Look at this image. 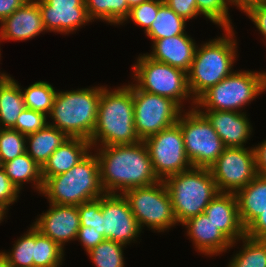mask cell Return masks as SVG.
Returning a JSON list of instances; mask_svg holds the SVG:
<instances>
[{"instance_id": "1", "label": "cell", "mask_w": 266, "mask_h": 267, "mask_svg": "<svg viewBox=\"0 0 266 267\" xmlns=\"http://www.w3.org/2000/svg\"><path fill=\"white\" fill-rule=\"evenodd\" d=\"M92 149L99 160L100 183L105 194H122L125 190L160 181L144 141Z\"/></svg>"}, {"instance_id": "2", "label": "cell", "mask_w": 266, "mask_h": 267, "mask_svg": "<svg viewBox=\"0 0 266 267\" xmlns=\"http://www.w3.org/2000/svg\"><path fill=\"white\" fill-rule=\"evenodd\" d=\"M93 147L135 144L133 83L114 89L101 86L97 121L89 140Z\"/></svg>"}, {"instance_id": "3", "label": "cell", "mask_w": 266, "mask_h": 267, "mask_svg": "<svg viewBox=\"0 0 266 267\" xmlns=\"http://www.w3.org/2000/svg\"><path fill=\"white\" fill-rule=\"evenodd\" d=\"M223 31V36L197 44L193 62L187 72L189 90L195 101L234 71L238 58L234 28Z\"/></svg>"}, {"instance_id": "4", "label": "cell", "mask_w": 266, "mask_h": 267, "mask_svg": "<svg viewBox=\"0 0 266 267\" xmlns=\"http://www.w3.org/2000/svg\"><path fill=\"white\" fill-rule=\"evenodd\" d=\"M101 86L57 91L48 124L69 138L90 140L97 121Z\"/></svg>"}, {"instance_id": "5", "label": "cell", "mask_w": 266, "mask_h": 267, "mask_svg": "<svg viewBox=\"0 0 266 267\" xmlns=\"http://www.w3.org/2000/svg\"><path fill=\"white\" fill-rule=\"evenodd\" d=\"M49 203L79 206L105 194L100 183L97 155L90 152L77 165L65 173L49 177L41 193Z\"/></svg>"}, {"instance_id": "6", "label": "cell", "mask_w": 266, "mask_h": 267, "mask_svg": "<svg viewBox=\"0 0 266 267\" xmlns=\"http://www.w3.org/2000/svg\"><path fill=\"white\" fill-rule=\"evenodd\" d=\"M178 224L204 213L219 194L209 168L192 167L163 180Z\"/></svg>"}, {"instance_id": "7", "label": "cell", "mask_w": 266, "mask_h": 267, "mask_svg": "<svg viewBox=\"0 0 266 267\" xmlns=\"http://www.w3.org/2000/svg\"><path fill=\"white\" fill-rule=\"evenodd\" d=\"M264 91H266L265 71L235 70L205 91L196 100L195 108L242 112L246 105H250L251 101Z\"/></svg>"}, {"instance_id": "8", "label": "cell", "mask_w": 266, "mask_h": 267, "mask_svg": "<svg viewBox=\"0 0 266 267\" xmlns=\"http://www.w3.org/2000/svg\"><path fill=\"white\" fill-rule=\"evenodd\" d=\"M132 70L131 77L139 90L170 98L182 109L184 102L191 99L189 109L195 108L196 101L190 93L187 72L184 70L156 61L146 53L138 55Z\"/></svg>"}, {"instance_id": "9", "label": "cell", "mask_w": 266, "mask_h": 267, "mask_svg": "<svg viewBox=\"0 0 266 267\" xmlns=\"http://www.w3.org/2000/svg\"><path fill=\"white\" fill-rule=\"evenodd\" d=\"M122 195L141 230L145 226L149 230L163 232L178 226L170 195L163 180L157 183L125 190Z\"/></svg>"}, {"instance_id": "10", "label": "cell", "mask_w": 266, "mask_h": 267, "mask_svg": "<svg viewBox=\"0 0 266 267\" xmlns=\"http://www.w3.org/2000/svg\"><path fill=\"white\" fill-rule=\"evenodd\" d=\"M185 111L177 124L183 134L186 155L193 167L209 168L226 146L201 112L196 108Z\"/></svg>"}, {"instance_id": "11", "label": "cell", "mask_w": 266, "mask_h": 267, "mask_svg": "<svg viewBox=\"0 0 266 267\" xmlns=\"http://www.w3.org/2000/svg\"><path fill=\"white\" fill-rule=\"evenodd\" d=\"M134 124L140 141L175 125L182 109L170 98L139 90L133 84Z\"/></svg>"}, {"instance_id": "12", "label": "cell", "mask_w": 266, "mask_h": 267, "mask_svg": "<svg viewBox=\"0 0 266 267\" xmlns=\"http://www.w3.org/2000/svg\"><path fill=\"white\" fill-rule=\"evenodd\" d=\"M209 170L219 193H236L258 175L254 147H226Z\"/></svg>"}, {"instance_id": "13", "label": "cell", "mask_w": 266, "mask_h": 267, "mask_svg": "<svg viewBox=\"0 0 266 267\" xmlns=\"http://www.w3.org/2000/svg\"><path fill=\"white\" fill-rule=\"evenodd\" d=\"M144 143L160 180L193 167L186 155L183 134L177 123L148 137Z\"/></svg>"}, {"instance_id": "14", "label": "cell", "mask_w": 266, "mask_h": 267, "mask_svg": "<svg viewBox=\"0 0 266 267\" xmlns=\"http://www.w3.org/2000/svg\"><path fill=\"white\" fill-rule=\"evenodd\" d=\"M102 236L125 246L137 242L140 229L131 209L122 194L101 196Z\"/></svg>"}, {"instance_id": "15", "label": "cell", "mask_w": 266, "mask_h": 267, "mask_svg": "<svg viewBox=\"0 0 266 267\" xmlns=\"http://www.w3.org/2000/svg\"><path fill=\"white\" fill-rule=\"evenodd\" d=\"M47 32L68 35L92 22L85 0H35ZM84 25V26H83Z\"/></svg>"}, {"instance_id": "16", "label": "cell", "mask_w": 266, "mask_h": 267, "mask_svg": "<svg viewBox=\"0 0 266 267\" xmlns=\"http://www.w3.org/2000/svg\"><path fill=\"white\" fill-rule=\"evenodd\" d=\"M32 226L44 236L55 241L62 249L70 241H76L80 228V216L76 205H55L35 219Z\"/></svg>"}, {"instance_id": "17", "label": "cell", "mask_w": 266, "mask_h": 267, "mask_svg": "<svg viewBox=\"0 0 266 267\" xmlns=\"http://www.w3.org/2000/svg\"><path fill=\"white\" fill-rule=\"evenodd\" d=\"M186 229L195 251L205 256H218L233 249L235 244L225 236L205 213L192 217L181 224Z\"/></svg>"}, {"instance_id": "18", "label": "cell", "mask_w": 266, "mask_h": 267, "mask_svg": "<svg viewBox=\"0 0 266 267\" xmlns=\"http://www.w3.org/2000/svg\"><path fill=\"white\" fill-rule=\"evenodd\" d=\"M47 32L38 3L28 0L12 15L0 22V43L7 40L25 41Z\"/></svg>"}, {"instance_id": "19", "label": "cell", "mask_w": 266, "mask_h": 267, "mask_svg": "<svg viewBox=\"0 0 266 267\" xmlns=\"http://www.w3.org/2000/svg\"><path fill=\"white\" fill-rule=\"evenodd\" d=\"M211 123L226 147H245L253 127L247 112L198 110ZM245 144V145H244Z\"/></svg>"}, {"instance_id": "20", "label": "cell", "mask_w": 266, "mask_h": 267, "mask_svg": "<svg viewBox=\"0 0 266 267\" xmlns=\"http://www.w3.org/2000/svg\"><path fill=\"white\" fill-rule=\"evenodd\" d=\"M151 47L152 51L146 53L150 58L188 72L193 62L197 43L186 32L170 38L155 40Z\"/></svg>"}, {"instance_id": "21", "label": "cell", "mask_w": 266, "mask_h": 267, "mask_svg": "<svg viewBox=\"0 0 266 267\" xmlns=\"http://www.w3.org/2000/svg\"><path fill=\"white\" fill-rule=\"evenodd\" d=\"M204 213L232 242H237L245 235L235 193H219L208 204Z\"/></svg>"}, {"instance_id": "22", "label": "cell", "mask_w": 266, "mask_h": 267, "mask_svg": "<svg viewBox=\"0 0 266 267\" xmlns=\"http://www.w3.org/2000/svg\"><path fill=\"white\" fill-rule=\"evenodd\" d=\"M92 146L89 140L82 138L66 139L49 157L48 161L41 168L43 183L52 176L67 172L77 165L91 151Z\"/></svg>"}, {"instance_id": "23", "label": "cell", "mask_w": 266, "mask_h": 267, "mask_svg": "<svg viewBox=\"0 0 266 267\" xmlns=\"http://www.w3.org/2000/svg\"><path fill=\"white\" fill-rule=\"evenodd\" d=\"M238 213L242 226L246 229L266 210V176L257 175L236 193Z\"/></svg>"}, {"instance_id": "24", "label": "cell", "mask_w": 266, "mask_h": 267, "mask_svg": "<svg viewBox=\"0 0 266 267\" xmlns=\"http://www.w3.org/2000/svg\"><path fill=\"white\" fill-rule=\"evenodd\" d=\"M69 137L47 124L43 129L26 135V152L42 168L51 154Z\"/></svg>"}, {"instance_id": "25", "label": "cell", "mask_w": 266, "mask_h": 267, "mask_svg": "<svg viewBox=\"0 0 266 267\" xmlns=\"http://www.w3.org/2000/svg\"><path fill=\"white\" fill-rule=\"evenodd\" d=\"M25 108L19 83L7 74L0 80V128H13Z\"/></svg>"}, {"instance_id": "26", "label": "cell", "mask_w": 266, "mask_h": 267, "mask_svg": "<svg viewBox=\"0 0 266 267\" xmlns=\"http://www.w3.org/2000/svg\"><path fill=\"white\" fill-rule=\"evenodd\" d=\"M5 174L9 177L15 187L21 191L23 184L33 183V188L40 194L43 188L41 167L33 160L27 152L19 155L11 161L1 164ZM33 181V182H32Z\"/></svg>"}, {"instance_id": "27", "label": "cell", "mask_w": 266, "mask_h": 267, "mask_svg": "<svg viewBox=\"0 0 266 267\" xmlns=\"http://www.w3.org/2000/svg\"><path fill=\"white\" fill-rule=\"evenodd\" d=\"M88 17L91 21H105L110 25H123L130 7L127 0H85Z\"/></svg>"}, {"instance_id": "28", "label": "cell", "mask_w": 266, "mask_h": 267, "mask_svg": "<svg viewBox=\"0 0 266 267\" xmlns=\"http://www.w3.org/2000/svg\"><path fill=\"white\" fill-rule=\"evenodd\" d=\"M187 21L177 15L168 5L163 3L158 10L156 19L145 32L152 42L162 38H170L186 33Z\"/></svg>"}, {"instance_id": "29", "label": "cell", "mask_w": 266, "mask_h": 267, "mask_svg": "<svg viewBox=\"0 0 266 267\" xmlns=\"http://www.w3.org/2000/svg\"><path fill=\"white\" fill-rule=\"evenodd\" d=\"M239 251L233 254L227 267H266V240H258L244 235Z\"/></svg>"}, {"instance_id": "30", "label": "cell", "mask_w": 266, "mask_h": 267, "mask_svg": "<svg viewBox=\"0 0 266 267\" xmlns=\"http://www.w3.org/2000/svg\"><path fill=\"white\" fill-rule=\"evenodd\" d=\"M27 109L49 115L57 90L47 81H37L27 88H21ZM23 89V90H22Z\"/></svg>"}, {"instance_id": "31", "label": "cell", "mask_w": 266, "mask_h": 267, "mask_svg": "<svg viewBox=\"0 0 266 267\" xmlns=\"http://www.w3.org/2000/svg\"><path fill=\"white\" fill-rule=\"evenodd\" d=\"M65 251L55 241L35 229L34 266L60 267Z\"/></svg>"}, {"instance_id": "32", "label": "cell", "mask_w": 266, "mask_h": 267, "mask_svg": "<svg viewBox=\"0 0 266 267\" xmlns=\"http://www.w3.org/2000/svg\"><path fill=\"white\" fill-rule=\"evenodd\" d=\"M28 229L23 233L24 235L14 241L11 251H1L12 267L34 266L35 228L31 225Z\"/></svg>"}, {"instance_id": "33", "label": "cell", "mask_w": 266, "mask_h": 267, "mask_svg": "<svg viewBox=\"0 0 266 267\" xmlns=\"http://www.w3.org/2000/svg\"><path fill=\"white\" fill-rule=\"evenodd\" d=\"M125 245L105 239L87 252L95 267H125Z\"/></svg>"}, {"instance_id": "34", "label": "cell", "mask_w": 266, "mask_h": 267, "mask_svg": "<svg viewBox=\"0 0 266 267\" xmlns=\"http://www.w3.org/2000/svg\"><path fill=\"white\" fill-rule=\"evenodd\" d=\"M199 15L216 24L220 29H233L227 0H196Z\"/></svg>"}, {"instance_id": "35", "label": "cell", "mask_w": 266, "mask_h": 267, "mask_svg": "<svg viewBox=\"0 0 266 267\" xmlns=\"http://www.w3.org/2000/svg\"><path fill=\"white\" fill-rule=\"evenodd\" d=\"M26 152V135L12 128H0V165Z\"/></svg>"}, {"instance_id": "36", "label": "cell", "mask_w": 266, "mask_h": 267, "mask_svg": "<svg viewBox=\"0 0 266 267\" xmlns=\"http://www.w3.org/2000/svg\"><path fill=\"white\" fill-rule=\"evenodd\" d=\"M78 211L80 216L79 230H94L102 235L101 197L80 204Z\"/></svg>"}, {"instance_id": "37", "label": "cell", "mask_w": 266, "mask_h": 267, "mask_svg": "<svg viewBox=\"0 0 266 267\" xmlns=\"http://www.w3.org/2000/svg\"><path fill=\"white\" fill-rule=\"evenodd\" d=\"M164 3V0H148L139 5L130 8L129 14L124 22L129 19L137 26L143 27L144 33L151 27V24L156 19L159 7Z\"/></svg>"}, {"instance_id": "38", "label": "cell", "mask_w": 266, "mask_h": 267, "mask_svg": "<svg viewBox=\"0 0 266 267\" xmlns=\"http://www.w3.org/2000/svg\"><path fill=\"white\" fill-rule=\"evenodd\" d=\"M47 118V115L41 112L25 108L18 116L12 129L23 135H29L43 129L48 124Z\"/></svg>"}, {"instance_id": "39", "label": "cell", "mask_w": 266, "mask_h": 267, "mask_svg": "<svg viewBox=\"0 0 266 267\" xmlns=\"http://www.w3.org/2000/svg\"><path fill=\"white\" fill-rule=\"evenodd\" d=\"M20 191L11 182L0 165V203L8 209L19 199Z\"/></svg>"}, {"instance_id": "40", "label": "cell", "mask_w": 266, "mask_h": 267, "mask_svg": "<svg viewBox=\"0 0 266 267\" xmlns=\"http://www.w3.org/2000/svg\"><path fill=\"white\" fill-rule=\"evenodd\" d=\"M164 3L186 21L200 16L197 10L196 0H164Z\"/></svg>"}, {"instance_id": "41", "label": "cell", "mask_w": 266, "mask_h": 267, "mask_svg": "<svg viewBox=\"0 0 266 267\" xmlns=\"http://www.w3.org/2000/svg\"><path fill=\"white\" fill-rule=\"evenodd\" d=\"M245 14L266 40V2L250 8Z\"/></svg>"}, {"instance_id": "42", "label": "cell", "mask_w": 266, "mask_h": 267, "mask_svg": "<svg viewBox=\"0 0 266 267\" xmlns=\"http://www.w3.org/2000/svg\"><path fill=\"white\" fill-rule=\"evenodd\" d=\"M76 240L80 242L87 253L105 240V238L94 230H78Z\"/></svg>"}, {"instance_id": "43", "label": "cell", "mask_w": 266, "mask_h": 267, "mask_svg": "<svg viewBox=\"0 0 266 267\" xmlns=\"http://www.w3.org/2000/svg\"><path fill=\"white\" fill-rule=\"evenodd\" d=\"M245 235L258 240H266V210L245 229Z\"/></svg>"}, {"instance_id": "44", "label": "cell", "mask_w": 266, "mask_h": 267, "mask_svg": "<svg viewBox=\"0 0 266 267\" xmlns=\"http://www.w3.org/2000/svg\"><path fill=\"white\" fill-rule=\"evenodd\" d=\"M257 173L266 176V140L254 146Z\"/></svg>"}, {"instance_id": "45", "label": "cell", "mask_w": 266, "mask_h": 267, "mask_svg": "<svg viewBox=\"0 0 266 267\" xmlns=\"http://www.w3.org/2000/svg\"><path fill=\"white\" fill-rule=\"evenodd\" d=\"M28 0H0V22L12 15L18 8Z\"/></svg>"}, {"instance_id": "46", "label": "cell", "mask_w": 266, "mask_h": 267, "mask_svg": "<svg viewBox=\"0 0 266 267\" xmlns=\"http://www.w3.org/2000/svg\"><path fill=\"white\" fill-rule=\"evenodd\" d=\"M266 0H227L228 5L237 7L240 11L246 13L250 8L264 3Z\"/></svg>"}, {"instance_id": "47", "label": "cell", "mask_w": 266, "mask_h": 267, "mask_svg": "<svg viewBox=\"0 0 266 267\" xmlns=\"http://www.w3.org/2000/svg\"><path fill=\"white\" fill-rule=\"evenodd\" d=\"M8 208L0 203V223L7 217Z\"/></svg>"}, {"instance_id": "48", "label": "cell", "mask_w": 266, "mask_h": 267, "mask_svg": "<svg viewBox=\"0 0 266 267\" xmlns=\"http://www.w3.org/2000/svg\"><path fill=\"white\" fill-rule=\"evenodd\" d=\"M0 267H12L8 263L6 257L1 253V251H0Z\"/></svg>"}, {"instance_id": "49", "label": "cell", "mask_w": 266, "mask_h": 267, "mask_svg": "<svg viewBox=\"0 0 266 267\" xmlns=\"http://www.w3.org/2000/svg\"><path fill=\"white\" fill-rule=\"evenodd\" d=\"M148 0H127L128 6L131 8L133 6L139 5L143 2H146Z\"/></svg>"}, {"instance_id": "50", "label": "cell", "mask_w": 266, "mask_h": 267, "mask_svg": "<svg viewBox=\"0 0 266 267\" xmlns=\"http://www.w3.org/2000/svg\"><path fill=\"white\" fill-rule=\"evenodd\" d=\"M0 60H1V48H0ZM8 73L0 72V80L3 79Z\"/></svg>"}]
</instances>
